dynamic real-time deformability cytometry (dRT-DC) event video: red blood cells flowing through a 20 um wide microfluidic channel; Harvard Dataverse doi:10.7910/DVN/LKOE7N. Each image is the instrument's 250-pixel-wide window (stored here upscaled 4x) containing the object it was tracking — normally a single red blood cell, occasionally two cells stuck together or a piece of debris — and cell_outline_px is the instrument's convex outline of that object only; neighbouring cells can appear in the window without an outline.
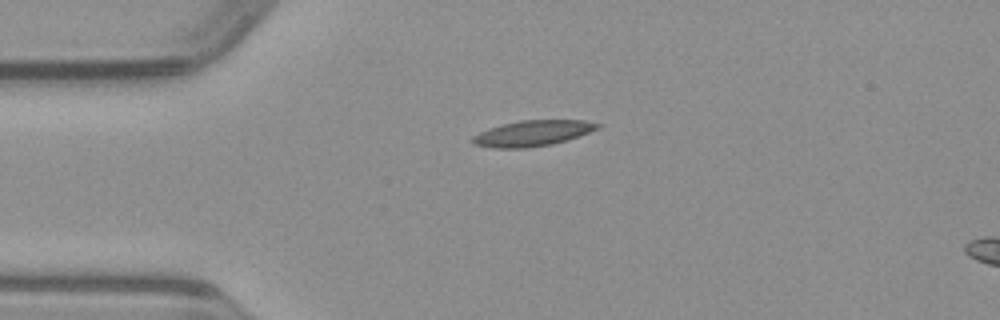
{"species": "common noctule bat (a hibernating species)", "species_latin": "Nyctalus noctula", "temperature_condition": "warm", "stored_images_in_passage": 39, "camera_frame_rate_fps": 3000, "um_per_image_px": 0.085, "animal": {"sex": "male", "body_mass_g": 23.1, "forearm_length_mm": 52.7}, "frame": {"image": 1, "passage_image": 1, "time_ms": 0.0, "image_size_px": [1000, 320], "cell_outline_px": [[604, 124], [600, 128], [552, 144], [528, 148], [492, 148], [472, 144], [468, 140], [472, 136], [488, 128], [520, 120], [584, 120]], "centroid_in_image_um": [45.22, 11.33], "position_along_channel_um": 39.8, "area_um2": 18.79}}
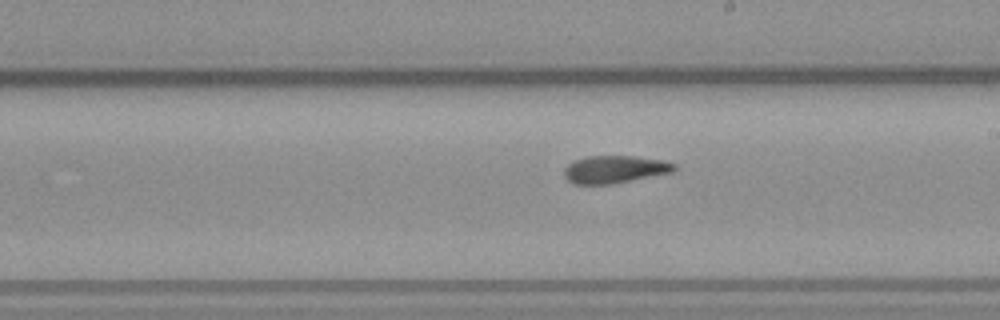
{"frame": {"image": 2, "passage_image": 17, "time_ms": 5.333, "image_size_px": [1000, 320], "cell_outline_px": [[676, 168], [672, 172], [612, 184], [572, 184], [564, 176], [564, 168], [572, 160], [588, 156], [632, 156], [664, 160], [676, 164]], "centroid_in_image_um": [52.22, 14.39], "position_along_channel_um": 236.8, "area_um2": 17.74}}
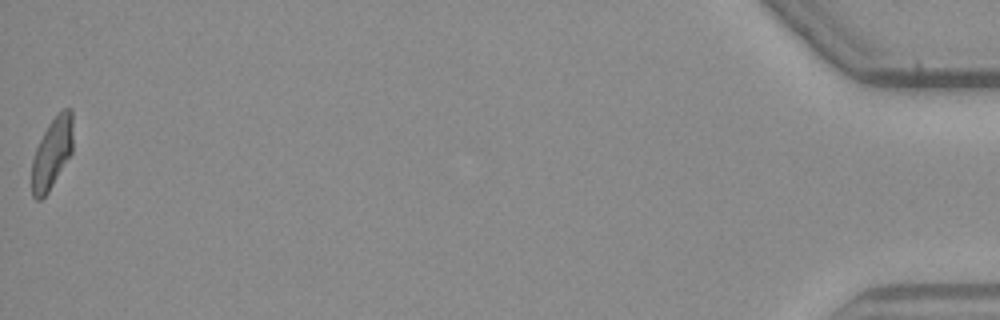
{"frame": {"image": 3, "passage_image": 39, "time_ms": 12.667, "image_size_px": [1000, 320], "cell_outline_px": [[72, 152], [48, 192], [40, 200], [36, 200], [32, 196], [32, 160], [36, 148], [48, 124], [64, 108], [72, 108]], "centroid_in_image_um": [4.42, 13.03], "position_along_channel_um": 430.8, "area_um2": 16.76}}